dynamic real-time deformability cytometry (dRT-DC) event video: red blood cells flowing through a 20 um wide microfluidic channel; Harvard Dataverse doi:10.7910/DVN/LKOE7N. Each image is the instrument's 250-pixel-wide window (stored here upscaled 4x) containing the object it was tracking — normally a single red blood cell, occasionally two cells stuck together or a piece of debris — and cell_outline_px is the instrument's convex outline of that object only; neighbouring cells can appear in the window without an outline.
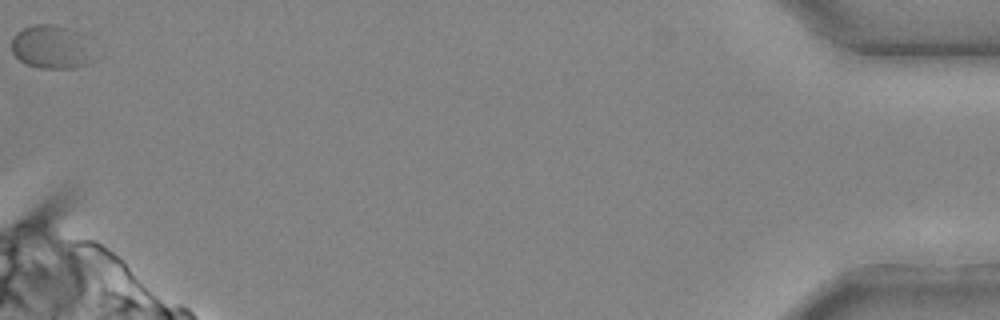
{"species": "common noctule bat (a hibernating species)", "species_latin": "Nyctalus noctula", "temperature_condition": "cold", "stored_images_in_passage": 19, "camera_frame_rate_fps": 3000, "um_per_image_px": 0.085, "animal": {"sex": "male", "body_mass_g": 20.4}, "frame": {"image": 1, "passage_image": 19, "time_ms": 6.0, "image_size_px": [1000, 320], "cell_outline_px": [[104, 52], [96, 60], [88, 64], [72, 68], [40, 68], [24, 64], [12, 52], [12, 40], [16, 32], [32, 24], [56, 24], [68, 28]], "centroid_in_image_um": [4.5, 4.02], "position_along_channel_um": 430.7, "area_um2": 21.73}}